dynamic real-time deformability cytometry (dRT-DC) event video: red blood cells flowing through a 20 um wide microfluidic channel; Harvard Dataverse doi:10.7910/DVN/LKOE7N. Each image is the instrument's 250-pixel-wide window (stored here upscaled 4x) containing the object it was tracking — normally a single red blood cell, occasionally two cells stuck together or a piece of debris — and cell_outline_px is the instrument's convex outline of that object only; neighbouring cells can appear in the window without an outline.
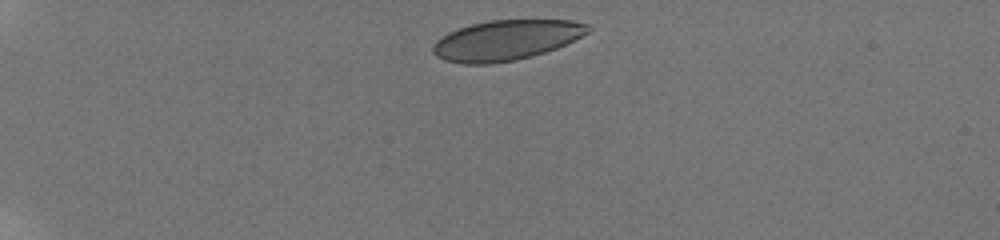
{"species": "human", "species_latin": "Homo sapiens", "temperature_condition": "room temperature", "stored_images_in_passage": 5, "camera_frame_rate_fps": 3000, "um_per_image_px": 0.085, "donor": {"sex": "male"}, "frame": {"image": 1, "passage_image": 1, "time_ms": 0.0, "image_size_px": [1000, 240], "cell_outline_px": [[592, 28], [588, 32], [556, 48], [532, 56], [516, 60], [488, 64], [464, 64], [444, 60], [436, 56], [432, 52], [432, 44], [440, 36], [448, 32], [472, 24], [488, 20], [572, 20], [588, 24]], "centroid_in_image_um": [42.97, 3.41], "position_along_channel_um": 42.0, "area_um2": 36.24}}
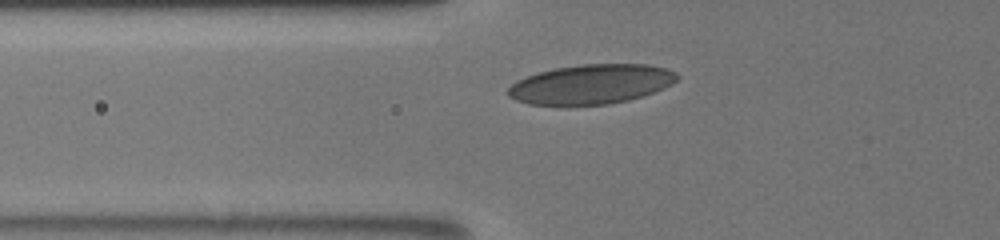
{"frame": {"image": 2, "passage_image": 5, "time_ms": 2.667, "image_size_px": [1000, 240], "cell_outline_px": [[676, 80], [672, 84], [664, 88], [628, 100], [608, 104], [564, 108], [528, 104], [516, 100], [508, 96], [508, 88], [512, 84], [536, 72], [552, 68], [580, 64], [648, 64], [664, 68], [676, 72]], "centroid_in_image_um": [50.18, 7.19], "position_along_channel_um": 75.6, "area_um2": 39.71}}